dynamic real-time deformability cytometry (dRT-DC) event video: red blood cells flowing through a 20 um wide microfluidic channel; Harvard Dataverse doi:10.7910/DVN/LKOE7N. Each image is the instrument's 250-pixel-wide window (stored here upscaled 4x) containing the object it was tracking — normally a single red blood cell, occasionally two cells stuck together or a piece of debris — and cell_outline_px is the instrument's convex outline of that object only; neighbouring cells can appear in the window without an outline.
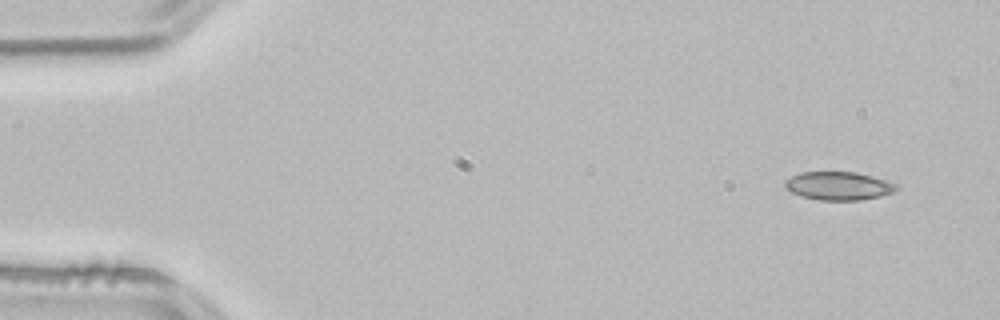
{"species": "common noctule bat (a hibernating species)", "species_latin": "Nyctalus noctula", "temperature_condition": "room temperature", "stored_images_in_passage": 3, "camera_frame_rate_fps": 3000, "um_per_image_px": 0.085, "animal": {"sex": "male", "body_mass_g": 21.5, "forearm_length_mm": 52.0}, "frame": {"image": 1, "passage_image": 1, "time_ms": 0.0, "image_size_px": [1000, 320], "cell_outline_px": [[900, 188], [896, 192], [880, 196], [860, 200], [820, 200], [800, 196], [784, 188], [784, 180], [800, 172], [856, 172], [872, 176], [896, 184]], "centroid_in_image_um": [71.27, 15.8], "position_along_channel_um": 13.7, "area_um2": 18.5}}
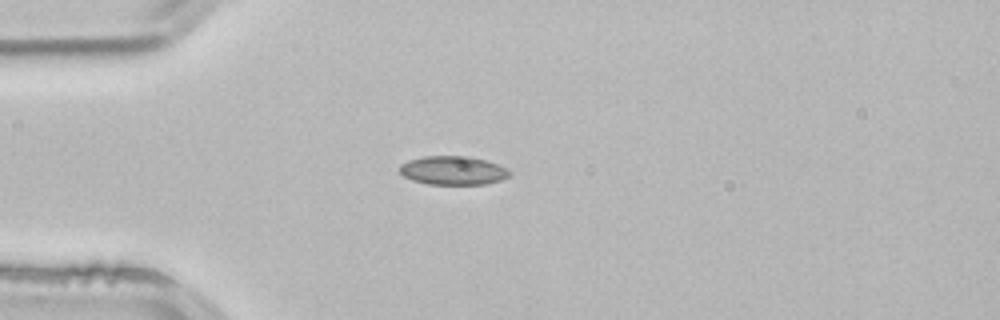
{"frame": {"image": 2, "passage_image": 3, "time_ms": 0.667, "image_size_px": [1000, 320], "cell_outline_px": [[512, 172], [508, 176], [500, 180], [484, 184], [428, 184], [412, 180], [404, 176], [400, 172], [400, 164], [408, 160], [424, 156], [468, 156], [484, 160], [508, 168]], "centroid_in_image_um": [38.49, 14.48], "position_along_channel_um": 46.5, "area_um2": 18.32}}